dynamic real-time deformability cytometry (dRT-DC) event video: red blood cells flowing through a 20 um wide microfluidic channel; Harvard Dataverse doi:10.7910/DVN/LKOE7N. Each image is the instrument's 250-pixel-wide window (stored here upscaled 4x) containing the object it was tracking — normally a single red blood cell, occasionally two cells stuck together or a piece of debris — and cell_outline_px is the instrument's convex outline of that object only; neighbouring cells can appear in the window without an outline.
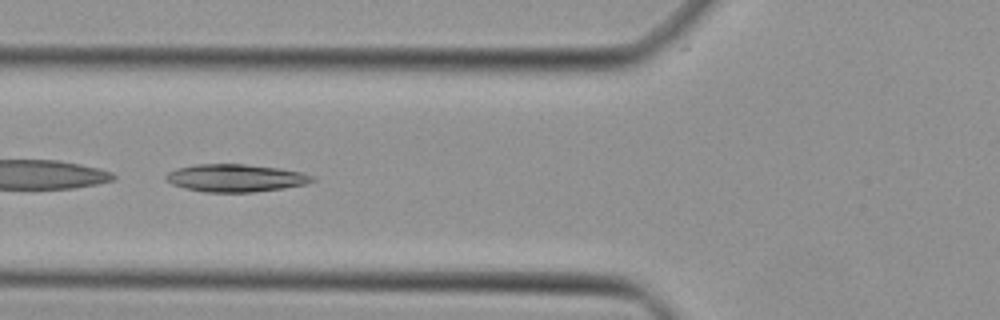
{"species": "Egyptian fruit bat (a non-hibernating species)", "species_latin": "Rousettus aegyptiacus", "temperature_condition": "cold", "stored_images_in_passage": 35, "camera_frame_rate_fps": 3000, "um_per_image_px": 0.085, "animal": {"sex": "female"}, "frame": {"image": 1, "passage_image": 12, "time_ms": 3.667, "image_size_px": [1000, 320], "cell_outline_px": [[316, 180], [304, 184], [284, 188], [252, 192], [204, 192], [184, 188], [172, 184], [164, 176], [168, 172], [176, 168], [196, 164], [244, 164], [280, 168], [300, 172], [316, 176]], "centroid_in_image_um": [20.03, 15.12], "position_along_channel_um": 105.8, "area_um2": 23.58}}
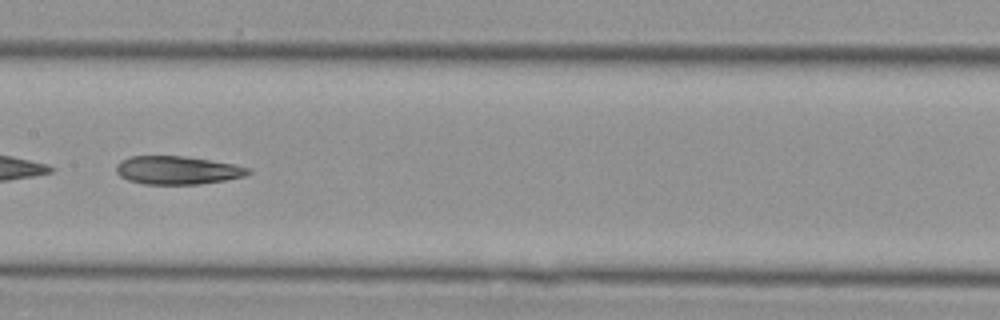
{"frame": {"image": 2, "passage_image": 18, "time_ms": 5.667, "image_size_px": [1000, 320], "cell_outline_px": [[252, 172], [244, 176], [224, 180], [200, 184], [144, 184], [128, 180], [120, 176], [116, 172], [116, 164], [120, 160], [132, 156], [184, 156], [232, 164], [252, 168]], "centroid_in_image_um": [15.06, 14.47], "position_along_channel_um": 192.3, "area_um2": 21.68}}
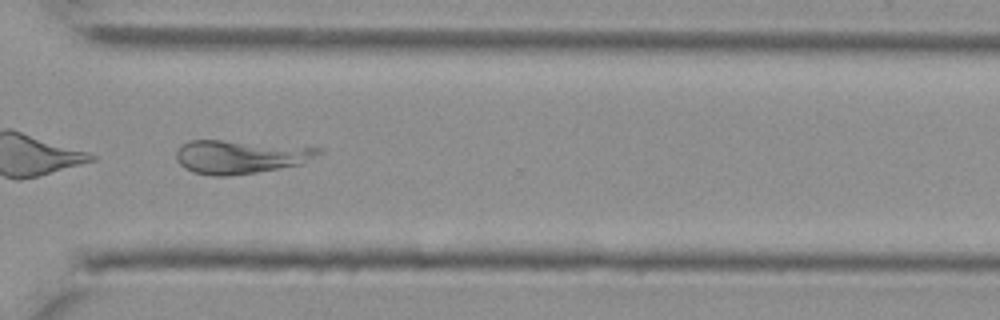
{"frame": {"image": 3, "passage_image": 29, "time_ms": 9.333, "image_size_px": [1000, 320], "cell_outline_px": [[324, 152], [300, 164], [280, 168], [256, 172], [228, 176], [212, 176], [192, 172], [184, 168], [176, 160], [176, 148], [180, 144], [188, 140], [220, 140], [324, 148]], "centroid_in_image_um": [20.37, 13.32], "position_along_channel_um": 350.2, "area_um2": 27.86}}